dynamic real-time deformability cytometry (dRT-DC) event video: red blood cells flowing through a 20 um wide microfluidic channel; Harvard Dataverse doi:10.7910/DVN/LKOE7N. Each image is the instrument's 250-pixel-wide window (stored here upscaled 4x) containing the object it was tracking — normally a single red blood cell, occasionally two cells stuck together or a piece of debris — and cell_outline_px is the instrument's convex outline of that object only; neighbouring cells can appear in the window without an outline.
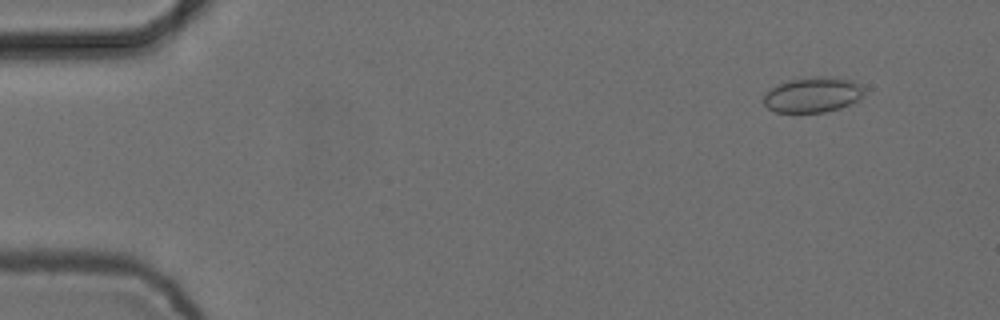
{"species": "common noctule bat (a hibernating species)", "species_latin": "Nyctalus noctula", "temperature_condition": "cold", "stored_images_in_passage": 5, "camera_frame_rate_fps": 3000, "um_per_image_px": 0.085, "animal": {"sex": "female", "body_mass_g": 24.6, "forearm_length_mm": 56.2}, "frame": {"image": 1, "passage_image": 1, "time_ms": 0.0, "image_size_px": [1000, 320], "cell_outline_px": [[864, 92], [860, 100], [840, 108], [824, 112], [776, 112], [768, 108], [764, 104], [764, 96], [772, 88], [788, 80], [816, 76], [836, 76], [852, 80], [860, 84], [864, 88]], "centroid_in_image_um": [69.14, 8.04], "position_along_channel_um": 15.9, "area_um2": 20.75}}